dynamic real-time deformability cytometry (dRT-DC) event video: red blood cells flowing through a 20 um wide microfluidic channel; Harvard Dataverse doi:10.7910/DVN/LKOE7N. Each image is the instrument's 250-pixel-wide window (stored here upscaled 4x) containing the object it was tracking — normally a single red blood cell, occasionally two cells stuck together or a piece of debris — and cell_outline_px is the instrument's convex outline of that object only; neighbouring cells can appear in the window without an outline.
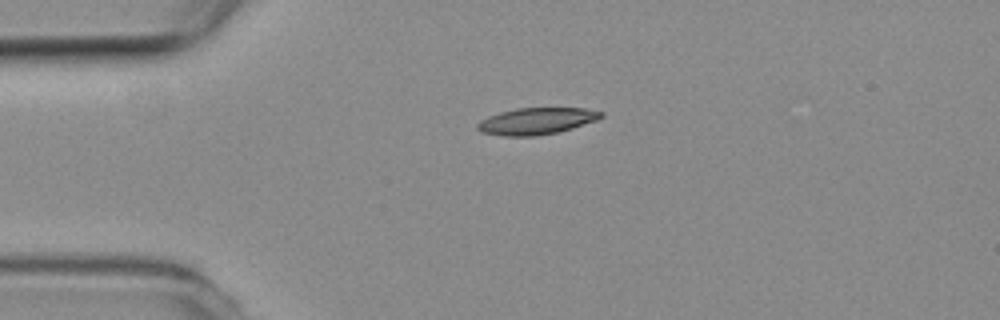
{"species": "common noctule bat (a hibernating species)", "species_latin": "Nyctalus noctula", "temperature_condition": "room temperature", "stored_images_in_passage": 42, "camera_frame_rate_fps": 3000, "um_per_image_px": 0.085, "animal": {"sex": "female", "body_mass_g": 19.3, "forearm_length_mm": 54.1}, "frame": {"image": 1, "passage_image": 1, "time_ms": 0.0, "image_size_px": [1000, 320], "cell_outline_px": [[604, 116], [596, 120], [572, 128], [556, 132], [536, 136], [504, 136], [484, 132], [476, 128], [476, 124], [480, 120], [488, 116], [500, 112], [516, 108], [584, 108], [604, 112]], "centroid_in_image_um": [45.6, 10.28], "position_along_channel_um": 39.4, "area_um2": 19.13}}
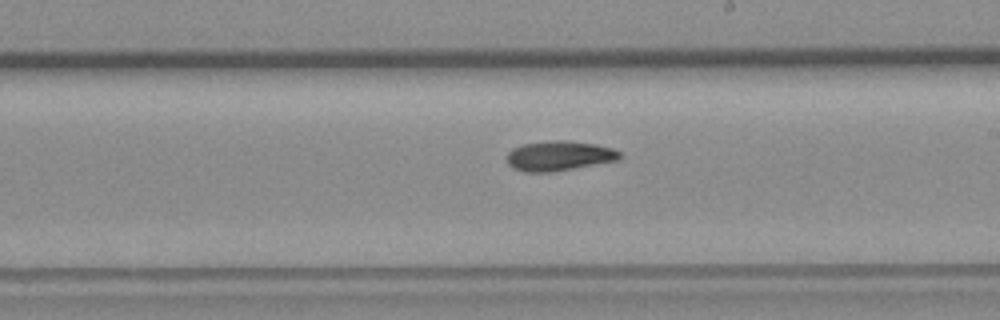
{"frame": {"image": 2, "passage_image": 19, "time_ms": 6.0, "image_size_px": [1000, 320], "cell_outline_px": [[620, 160], [552, 172], [524, 172], [512, 168], [508, 164], [508, 152], [512, 148], [524, 144], [556, 140], [560, 140], [596, 144], [612, 148], [620, 152]], "centroid_in_image_um": [47.52, 13.26], "position_along_channel_um": 241.5, "area_um2": 19.54}}
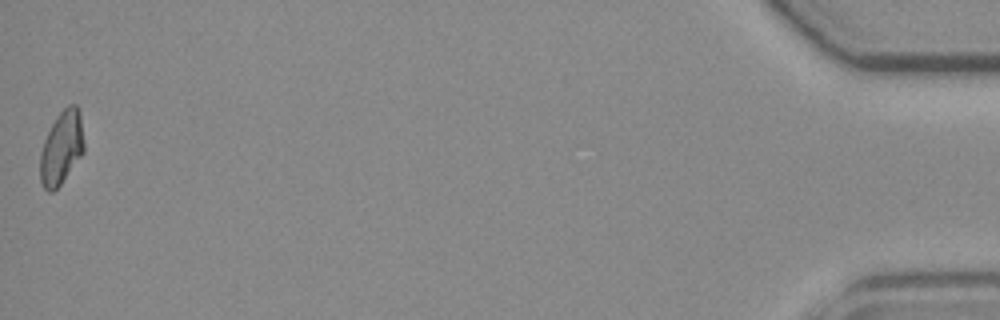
{"frame": {"image": 3, "passage_image": 42, "time_ms": 13.667, "image_size_px": [1000, 320], "cell_outline_px": [[84, 152], [60, 184], [52, 192], [48, 192], [44, 188], [40, 180], [40, 152], [44, 140], [56, 116], [68, 104], [76, 104], [80, 112], [84, 144]], "centroid_in_image_um": [5.23, 12.54], "position_along_channel_um": 430.0, "area_um2": 18.67}, "authors_computed_cell_mechanics": {"area_um2": 18.9873, "velocity_mm_per_s": 3.8167, "shape_relaxation_time_tau1_ms": null, "shape_relaxation_time_tau2_ms": 7.1522, "deformation_change_tau1": null, "deformation_change_tau2": 0.1325}}